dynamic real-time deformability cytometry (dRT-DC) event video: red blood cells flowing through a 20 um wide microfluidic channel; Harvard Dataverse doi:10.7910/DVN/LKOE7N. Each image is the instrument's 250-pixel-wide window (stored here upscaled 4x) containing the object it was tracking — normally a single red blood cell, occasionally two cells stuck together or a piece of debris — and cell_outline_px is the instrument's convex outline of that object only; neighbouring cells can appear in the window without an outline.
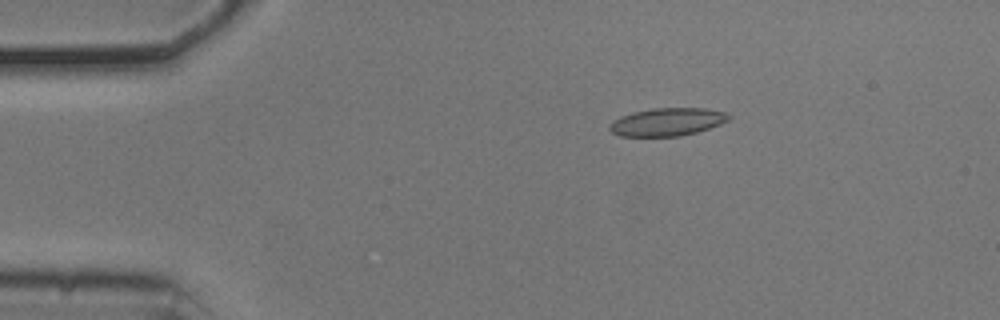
{"species": "common noctule bat (a hibernating species)", "species_latin": "Nyctalus noctula", "temperature_condition": "cold", "stored_images_in_passage": 54, "camera_frame_rate_fps": 3000, "um_per_image_px": 0.085, "animal": {"sex": "male", "body_mass_g": 20.5, "forearm_length_mm": 52.5}, "frame": {"image": 1, "passage_image": 9, "time_ms": 2.667, "image_size_px": [1000, 320], "cell_outline_px": [[732, 116], [728, 120], [720, 124], [696, 132], [680, 136], [620, 136], [612, 132], [608, 128], [608, 124], [612, 120], [620, 116], [632, 112], [652, 108], [704, 108], [724, 112]], "centroid_in_image_um": [56.67, 10.36], "position_along_channel_um": 28.3, "area_um2": 19.42}}
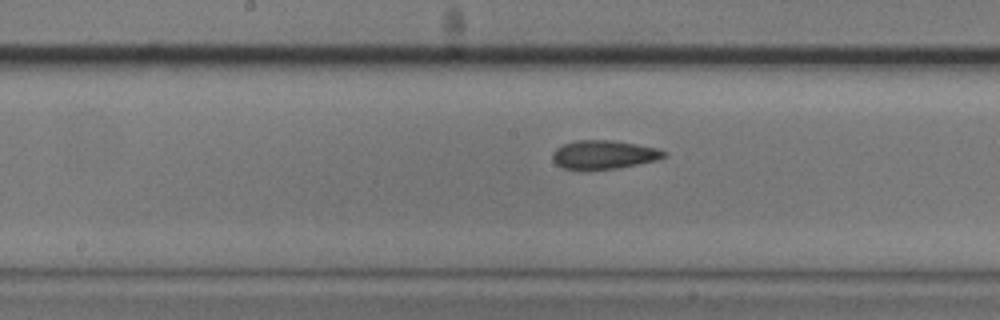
{"frame": {"image": 2, "passage_image": 27, "time_ms": 8.667, "image_size_px": [1000, 320], "cell_outline_px": [[668, 156], [656, 160], [616, 168], [564, 168], [556, 164], [552, 160], [552, 152], [556, 148], [564, 144], [576, 140], [612, 140], [636, 144], [656, 148], [668, 152]], "centroid_in_image_um": [51.34, 13.12], "position_along_channel_um": 196.9, "area_um2": 18.26}}
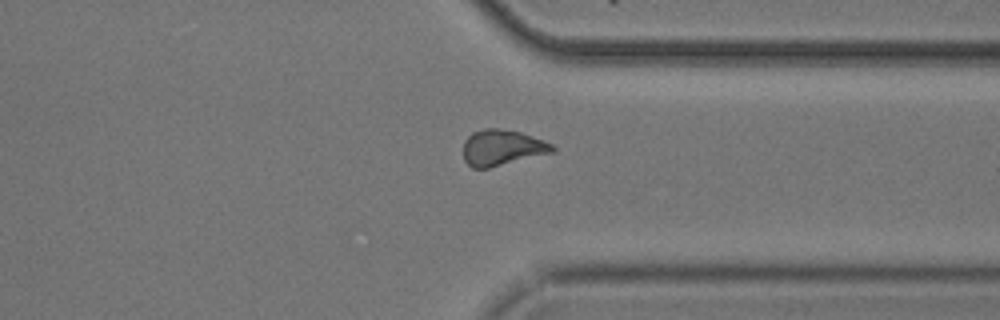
{"frame": {"image": 3, "passage_image": 41, "time_ms": 13.333, "image_size_px": [1000, 320], "cell_outline_px": [[556, 152], [488, 168], [472, 168], [464, 160], [464, 140], [472, 132], [484, 128], [500, 128], [520, 132], [544, 140], [552, 144], [556, 148]], "centroid_in_image_um": [42.7, 12.54], "position_along_channel_um": 368.7, "area_um2": 18.79}, "authors_computed_cell_mechanics": {"area_um2": 18.7561, "velocity_mm_per_s": 3.713, "shape_relaxation_time_tau1_ms": null, "shape_relaxation_time_tau2_ms": 4.2427, "deformation_change_tau1": null, "deformation_change_tau2": 0.1099}}